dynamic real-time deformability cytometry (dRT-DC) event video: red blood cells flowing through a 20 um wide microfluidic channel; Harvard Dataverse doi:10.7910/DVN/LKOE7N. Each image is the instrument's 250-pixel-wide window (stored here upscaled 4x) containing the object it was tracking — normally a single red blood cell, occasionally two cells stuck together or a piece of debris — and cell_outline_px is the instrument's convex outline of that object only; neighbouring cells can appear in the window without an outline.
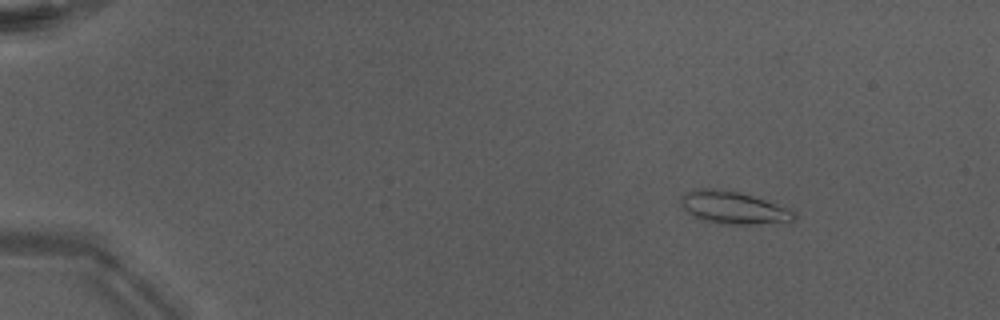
{"species": "Egyptian fruit bat (a non-hibernating species)", "species_latin": "Rousettus aegyptiacus", "temperature_condition": "warm", "stored_images_in_passage": 48, "camera_frame_rate_fps": 3000, "um_per_image_px": 0.085, "animal": {"sex": "male"}, "frame": {"image": 1, "passage_image": 5, "time_ms": 1.333, "image_size_px": [1000, 320], "cell_outline_px": [[796, 220], [788, 224], [724, 224], [700, 220], [692, 216], [680, 204], [680, 196], [688, 192], [700, 188], [712, 188], [740, 192], [788, 208], [796, 212]], "centroid_in_image_um": [62.39, 17.68], "position_along_channel_um": 22.6, "area_um2": 21.79}}
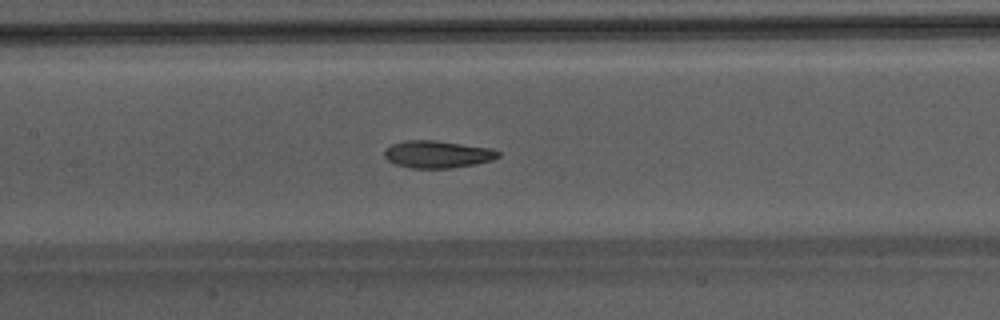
{"frame": {"image": 2, "passage_image": 24, "time_ms": 7.667, "image_size_px": [1000, 320], "cell_outline_px": [[500, 156], [492, 160], [476, 164], [452, 168], [412, 168], [396, 164], [388, 160], [384, 156], [384, 152], [392, 144], [404, 140], [432, 140], [492, 148], [500, 152]], "centroid_in_image_um": [37.21, 13.11], "position_along_channel_um": 170.2, "area_um2": 18.03}}
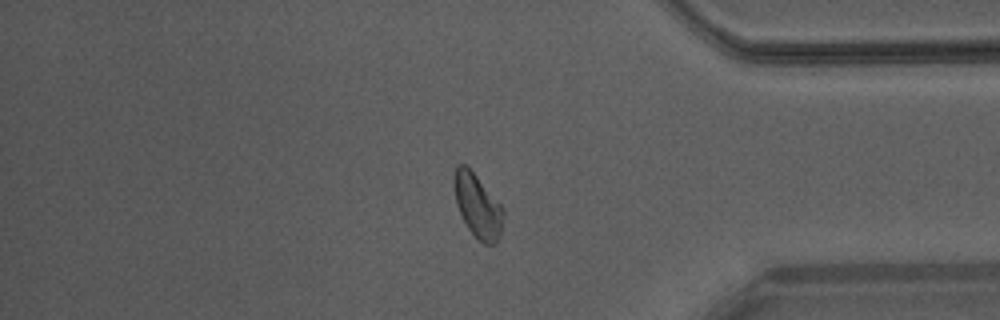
{"frame": {"image": 3, "passage_image": 41, "time_ms": 13.333, "image_size_px": [1000, 320], "cell_outline_px": [[504, 216], [500, 236], [492, 244], [484, 244], [468, 228], [456, 204], [452, 184], [456, 168], [460, 164], [464, 164], [476, 176], [504, 208]], "centroid_in_image_um": [40.6, 17.49], "position_along_channel_um": 394.6, "area_um2": 17.92}, "authors_computed_cell_mechanics": {"area_um2": 18.3515, "velocity_mm_per_s": 4.2572, "shape_relaxation_time_tau1_ms": 8.8325, "shape_relaxation_time_tau2_ms": 1.5246, "deformation_change_tau1": 0.2345, "deformation_change_tau2": 0.0803}}